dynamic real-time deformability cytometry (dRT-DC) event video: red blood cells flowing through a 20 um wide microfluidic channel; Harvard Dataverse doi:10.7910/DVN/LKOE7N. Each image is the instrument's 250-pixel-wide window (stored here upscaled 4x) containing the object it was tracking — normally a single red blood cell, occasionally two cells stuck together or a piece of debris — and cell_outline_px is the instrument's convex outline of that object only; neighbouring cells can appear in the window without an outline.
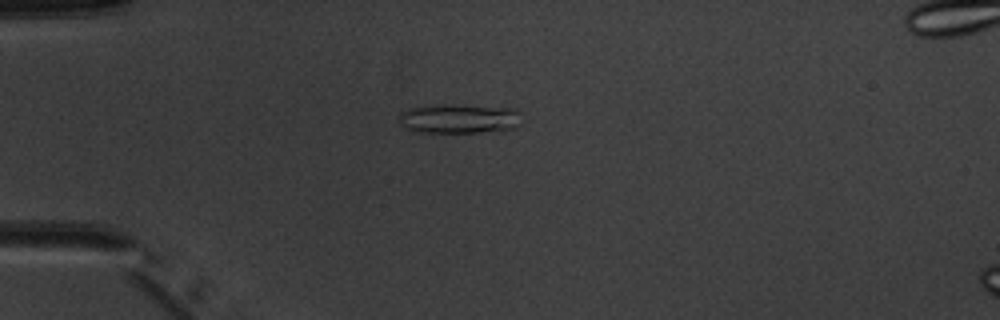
{"species": "common noctule bat (a hibernating species)", "species_latin": "Nyctalus noctula", "temperature_condition": "warm", "stored_images_in_passage": 7, "camera_frame_rate_fps": 3000, "um_per_image_px": 0.085, "animal": {"sex": "male", "body_mass_g": 20.1, "forearm_length_mm": 53.5}, "frame": {"image": 1, "passage_image": 4, "time_ms": 3.667, "image_size_px": [1000, 320], "cell_outline_px": [[520, 124], [516, 128], [500, 132], [416, 132], [408, 128], [400, 120], [400, 112], [408, 108], [436, 104], [452, 104], [516, 108], [520, 112]], "centroid_in_image_um": [39.12, 10.08], "position_along_channel_um": 45.9, "area_um2": 21.44}}
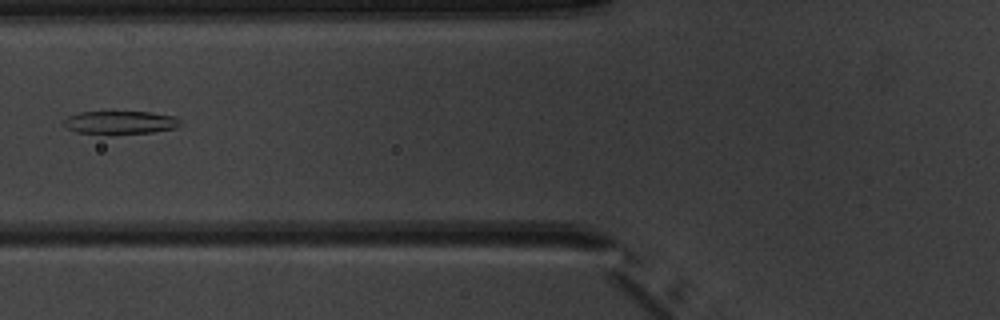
{"frame": {"image": 2, "passage_image": 6, "time_ms": 6.0, "image_size_px": [1000, 320], "cell_outline_px": [[184, 124], [176, 128], [152, 132], [112, 136], [76, 132], [68, 128], [64, 124], [64, 120], [68, 116], [80, 112], [148, 112], [176, 116]], "centroid_in_image_um": [10.25, 10.44], "position_along_channel_um": 115.5, "area_um2": 16.24}}
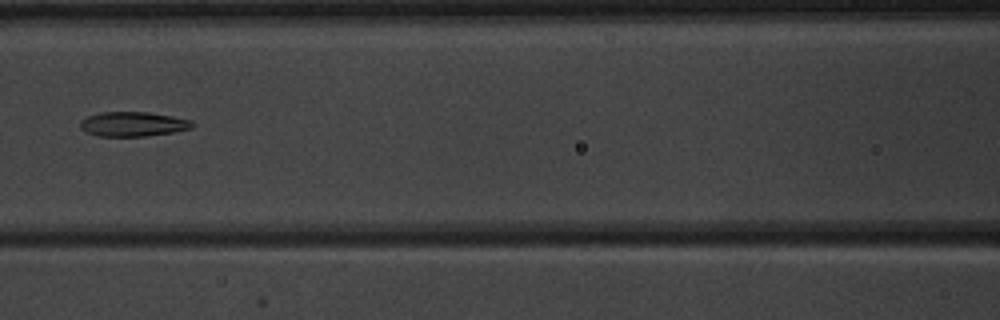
{"frame": {"image": 3, "passage_image": 7, "time_ms": 7.0, "image_size_px": [1000, 320], "cell_outline_px": [[196, 124], [192, 128], [176, 132], [148, 136], [96, 136], [84, 132], [80, 128], [80, 120], [88, 116], [100, 112], [148, 112], [172, 116], [192, 120]], "centroid_in_image_um": [11.32, 10.55], "position_along_channel_um": 155.3, "area_um2": 16.36}}